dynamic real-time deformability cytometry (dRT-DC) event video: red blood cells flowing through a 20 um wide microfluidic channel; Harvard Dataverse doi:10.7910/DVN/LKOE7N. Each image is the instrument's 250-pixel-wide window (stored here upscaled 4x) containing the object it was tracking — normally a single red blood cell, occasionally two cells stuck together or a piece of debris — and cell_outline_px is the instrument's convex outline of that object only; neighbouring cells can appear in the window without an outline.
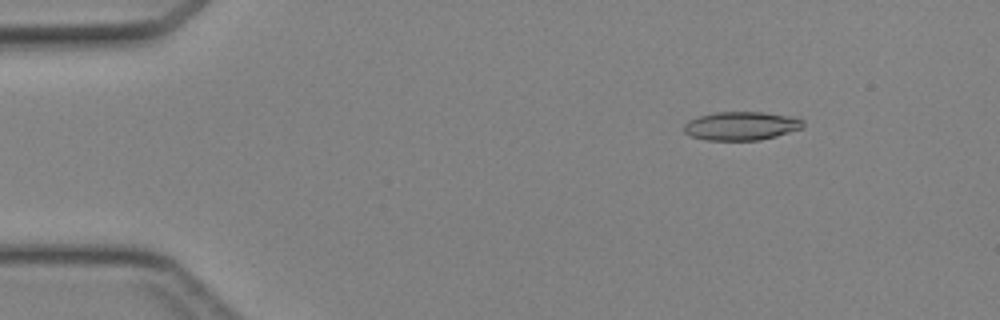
{"species": "Egyptian fruit bat (a non-hibernating species)", "species_latin": "Rousettus aegyptiacus", "temperature_condition": "cold", "stored_images_in_passage": 46, "camera_frame_rate_fps": 3000, "um_per_image_px": 0.085, "animal": {"sex": "female"}, "frame": {"image": 1, "passage_image": 7, "time_ms": 2.0, "image_size_px": [1000, 320], "cell_outline_px": [[804, 128], [776, 136], [760, 140], [704, 140], [688, 136], [684, 132], [684, 124], [688, 120], [700, 116], [716, 112], [760, 112], [788, 116], [804, 120]], "centroid_in_image_um": [62.98, 10.71], "position_along_channel_um": 22.0, "area_um2": 19.88}}
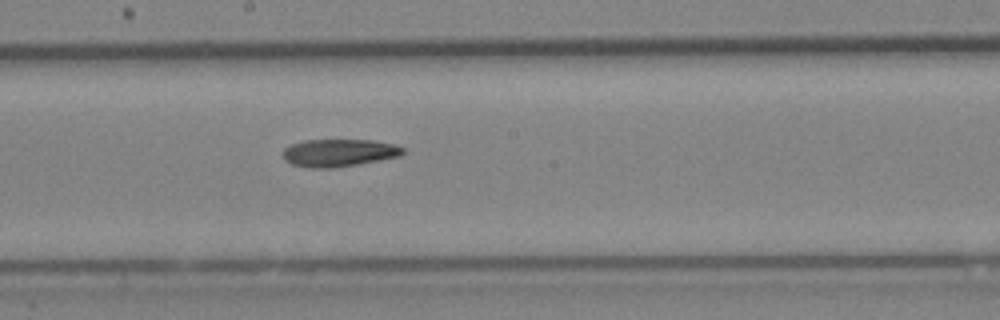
{"frame": {"image": 2, "passage_image": 26, "time_ms": 8.333, "image_size_px": [1000, 320], "cell_outline_px": [[404, 152], [400, 156], [356, 164], [332, 168], [308, 168], [292, 164], [284, 160], [284, 148], [292, 144], [304, 140], [372, 140], [396, 144], [404, 148]], "centroid_in_image_um": [28.81, 12.98], "position_along_channel_um": 219.4, "area_um2": 19.19}}
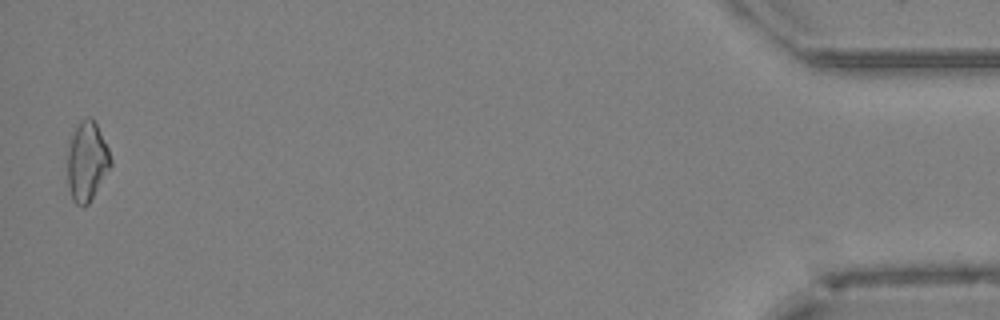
{"frame": {"image": 3, "passage_image": 46, "time_ms": 15.0, "image_size_px": [1000, 320], "cell_outline_px": [[112, 164], [88, 204], [76, 204], [72, 200], [68, 184], [68, 152], [72, 136], [80, 120], [88, 116], [92, 116], [108, 148], [112, 160]], "centroid_in_image_um": [7.4, 13.7], "position_along_channel_um": 427.8, "area_um2": 19.54}}